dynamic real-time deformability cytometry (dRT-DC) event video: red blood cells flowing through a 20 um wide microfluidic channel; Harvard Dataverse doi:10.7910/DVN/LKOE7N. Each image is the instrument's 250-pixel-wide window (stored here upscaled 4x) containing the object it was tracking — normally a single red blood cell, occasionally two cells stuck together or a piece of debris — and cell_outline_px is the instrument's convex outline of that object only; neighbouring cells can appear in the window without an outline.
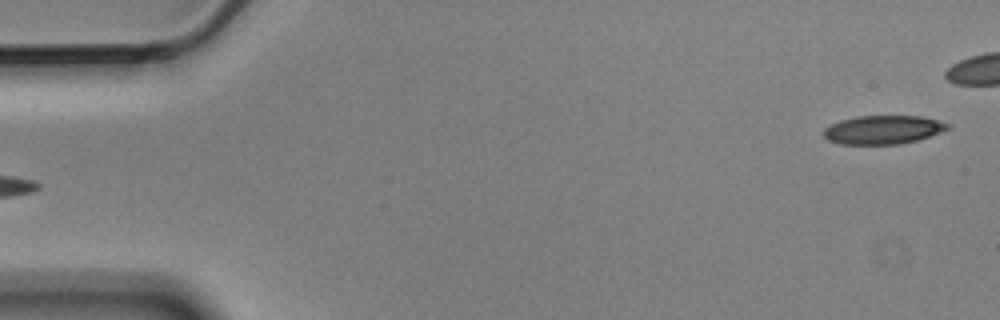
{"species": "Egyptian fruit bat (a non-hibernating species)", "species_latin": "Rousettus aegyptiacus", "temperature_condition": "cold", "stored_images_in_passage": 4, "segment_of_instrument_passage": [2, 2], "camera_frame_rate_fps": 3000, "um_per_image_px": 0.085, "animal": {"sex": "male"}, "frame": {"image": 1, "passage_image": 4, "time_ms": 1.0, "image_size_px": [1000, 320], "cell_outline_px": [[948, 128], [940, 132], [916, 140], [900, 144], [840, 144], [828, 140], [824, 136], [824, 128], [840, 120], [856, 116], [920, 116], [936, 120], [948, 124]], "centroid_in_image_um": [75.0, 11.03], "position_along_channel_um": 10.0, "area_um2": 20.4}}